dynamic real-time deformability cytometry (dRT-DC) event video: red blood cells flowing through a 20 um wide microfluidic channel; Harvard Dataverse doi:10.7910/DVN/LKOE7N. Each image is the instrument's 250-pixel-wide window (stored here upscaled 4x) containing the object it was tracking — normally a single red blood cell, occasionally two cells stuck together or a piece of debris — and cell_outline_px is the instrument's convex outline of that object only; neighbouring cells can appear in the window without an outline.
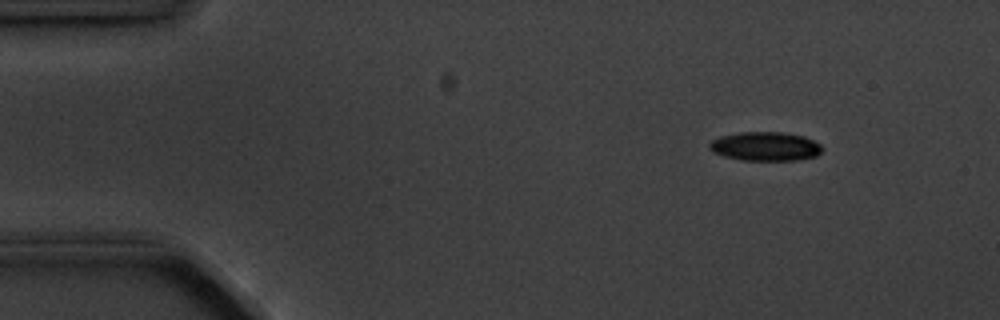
{"species": "common noctule bat (a hibernating species)", "species_latin": "Nyctalus noctula", "temperature_condition": "cold", "stored_images_in_passage": 3, "camera_frame_rate_fps": 3000, "um_per_image_px": 0.085, "animal": {"sex": "male", "body_mass_g": 20.1, "forearm_length_mm": 53.5}, "frame": {"image": 1, "passage_image": 1, "time_ms": 0.0, "image_size_px": [1000, 320], "cell_outline_px": [[824, 148], [816, 156], [796, 160], [744, 160], [724, 156], [712, 152], [708, 148], [708, 144], [712, 140], [720, 136], [740, 132], [780, 132], [804, 136], [820, 144]], "centroid_in_image_um": [65.03, 12.44], "position_along_channel_um": 20.0, "area_um2": 19.02}}